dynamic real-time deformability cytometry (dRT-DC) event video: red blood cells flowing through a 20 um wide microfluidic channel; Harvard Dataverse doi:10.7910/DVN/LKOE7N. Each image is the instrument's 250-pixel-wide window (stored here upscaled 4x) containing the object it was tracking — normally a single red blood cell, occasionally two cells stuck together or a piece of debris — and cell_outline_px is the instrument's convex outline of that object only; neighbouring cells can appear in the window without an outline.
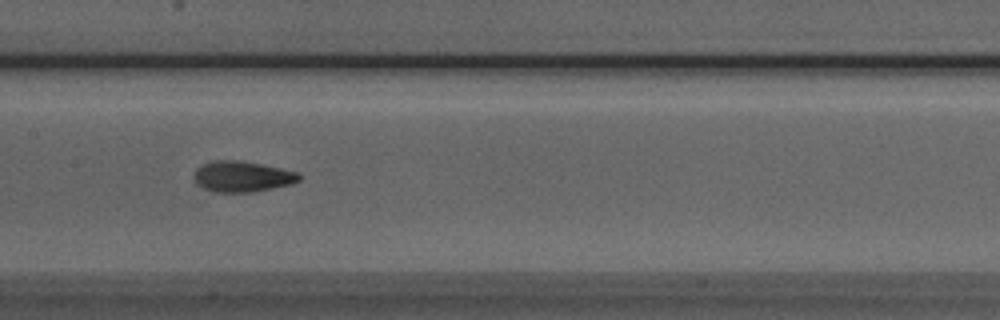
{"species": "Egyptian fruit bat (a non-hibernating species)", "species_latin": "Rousettus aegyptiacus", "temperature_condition": "room temperature", "stored_images_in_passage": 39, "camera_frame_rate_fps": 3000, "um_per_image_px": 0.085, "animal": {"sex": "male"}, "frame": {"image": 1, "passage_image": 13, "time_ms": 4.0, "image_size_px": [1000, 320], "cell_outline_px": [[300, 180], [292, 184], [252, 192], [212, 192], [204, 188], [192, 176], [196, 168], [212, 160], [236, 160], [260, 164], [280, 168], [296, 172], [300, 176]], "centroid_in_image_um": [20.57, 15.0], "position_along_channel_um": 186.8, "area_um2": 18.67}}
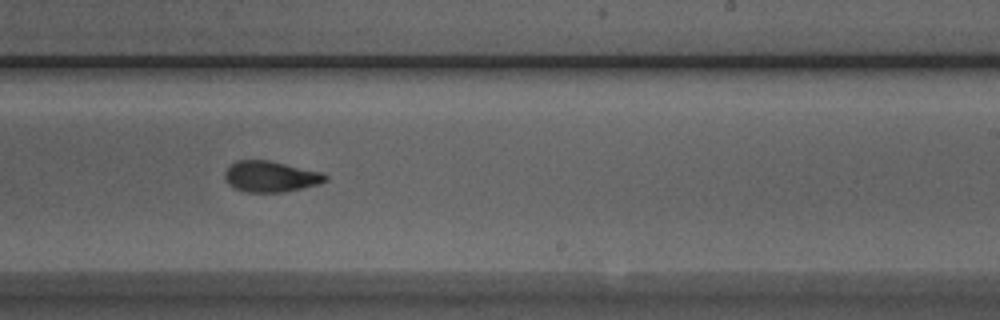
{"frame": {"image": 2, "passage_image": 19, "time_ms": 6.0, "image_size_px": [1000, 320], "cell_outline_px": [[328, 180], [320, 184], [284, 192], [248, 192], [236, 188], [228, 184], [224, 180], [224, 172], [236, 160], [268, 160], [320, 172], [328, 176]], "centroid_in_image_um": [22.99, 15.01], "position_along_channel_um": 266.0, "area_um2": 18.03}}
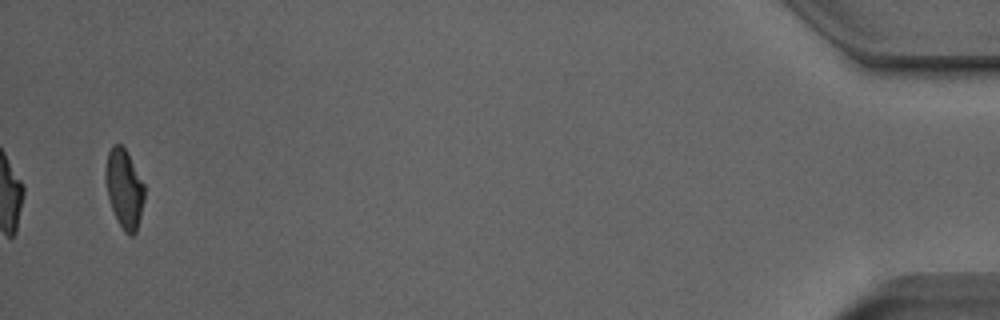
{"frame": {"image": 3, "passage_image": 38, "time_ms": 12.333, "image_size_px": [1000, 320], "cell_outline_px": [[144, 200], [136, 232], [132, 236], [128, 236], [124, 232], [116, 220], [108, 196], [104, 176], [108, 152], [112, 144], [120, 144], [124, 148], [144, 184]], "centroid_in_image_um": [10.54, 16.07], "position_along_channel_um": 424.7, "area_um2": 17.74}, "authors_computed_cell_mechanics": {"area_um2": 18.3226, "velocity_mm_per_s": 3.984, "shape_relaxation_time_tau1_ms": 5.4451, "shape_relaxation_time_tau2_ms": 2.141, "deformation_change_tau1": 0.1631, "deformation_change_tau2": 0.0877}}